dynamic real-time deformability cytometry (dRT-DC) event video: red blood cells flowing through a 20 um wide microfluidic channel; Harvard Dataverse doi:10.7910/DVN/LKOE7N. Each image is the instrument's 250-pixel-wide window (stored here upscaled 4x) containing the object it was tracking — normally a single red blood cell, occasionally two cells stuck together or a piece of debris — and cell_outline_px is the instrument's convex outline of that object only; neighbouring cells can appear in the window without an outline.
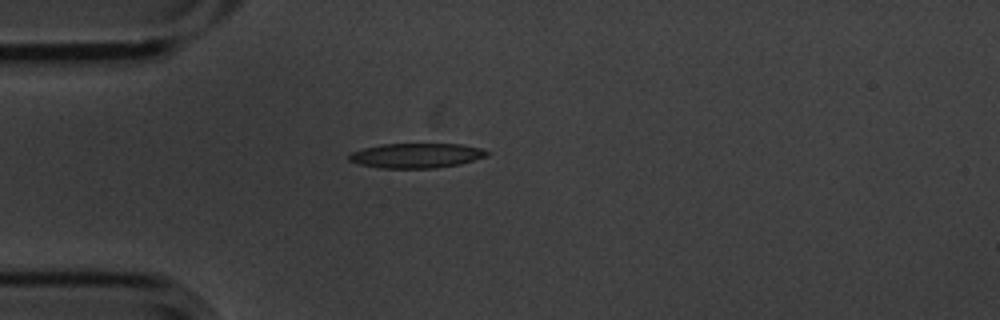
{"species": "common noctule bat (a hibernating species)", "species_latin": "Nyctalus noctula", "temperature_condition": "cold", "stored_images_in_passage": 2, "camera_frame_rate_fps": 3000, "um_per_image_px": 0.085, "animal": {"sex": "male", "body_mass_g": 20.1, "forearm_length_mm": 53.5}, "frame": {"image": 1, "passage_image": 1, "time_ms": 0.0, "image_size_px": [1000, 320], "cell_outline_px": [[492, 152], [488, 156], [460, 164], [436, 168], [380, 168], [360, 164], [348, 160], [348, 156], [352, 152], [364, 148], [380, 144], [460, 144], [480, 148]], "centroid_in_image_um": [35.42, 13.22], "position_along_channel_um": 49.6, "area_um2": 19.94}}